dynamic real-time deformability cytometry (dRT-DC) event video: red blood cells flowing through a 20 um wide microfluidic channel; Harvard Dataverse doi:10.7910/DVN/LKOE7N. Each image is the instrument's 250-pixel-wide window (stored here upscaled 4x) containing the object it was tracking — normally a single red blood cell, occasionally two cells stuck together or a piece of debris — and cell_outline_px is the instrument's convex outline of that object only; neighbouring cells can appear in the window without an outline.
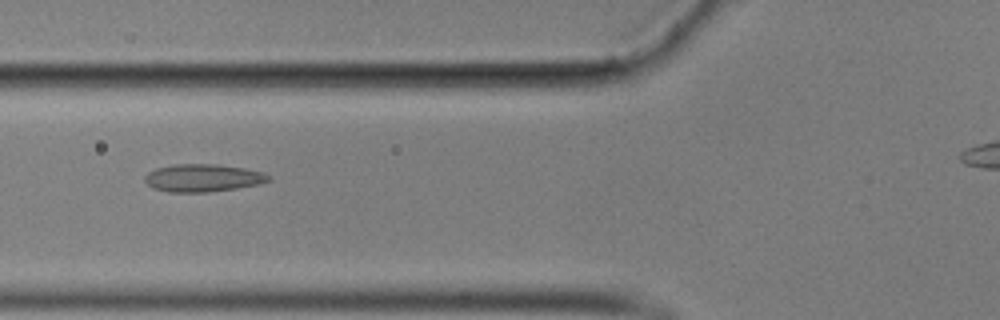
{"species": "common noctule bat (a hibernating species)", "species_latin": "Nyctalus noctula", "temperature_condition": "cold", "stored_images_in_passage": 52, "camera_frame_rate_fps": 3000, "um_per_image_px": 0.085, "animal": {"sex": "male", "body_mass_g": 17.9}, "frame": {"image": 1, "passage_image": 22, "time_ms": 7.0, "image_size_px": [1000, 320], "cell_outline_px": [[272, 180], [260, 184], [236, 188], [208, 192], [168, 192], [152, 188], [144, 180], [144, 176], [148, 172], [156, 168], [172, 164], [216, 164], [244, 168], [264, 172], [272, 176]], "centroid_in_image_um": [17.26, 15.12], "position_along_channel_um": 108.5, "area_um2": 20.17}}
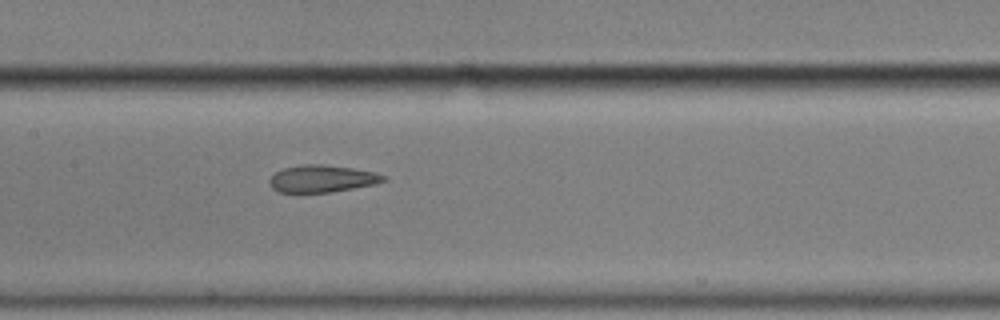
{"frame": {"image": 2, "passage_image": 28, "time_ms": 9.0, "image_size_px": [1000, 320], "cell_outline_px": [[388, 180], [376, 184], [332, 192], [280, 192], [272, 188], [268, 180], [276, 172], [284, 168], [304, 164], [320, 164], [352, 168], [376, 172], [388, 176]], "centroid_in_image_um": [27.43, 15.19], "position_along_channel_um": 180.0, "area_um2": 18.09}}
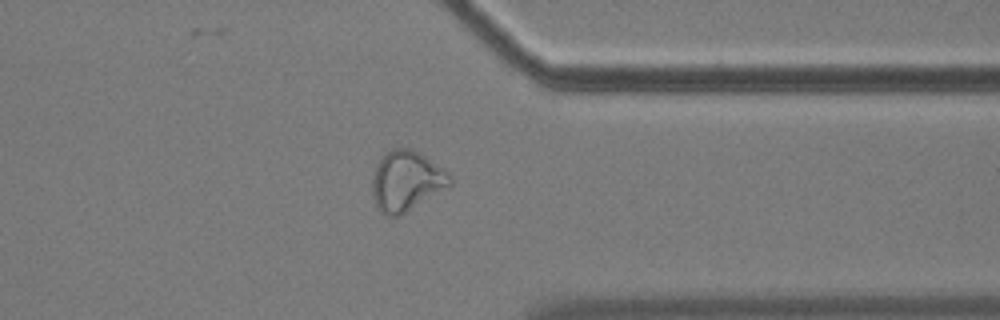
{"frame": {"image": 3, "passage_image": 45, "time_ms": 14.667, "image_size_px": [1000, 320], "cell_outline_px": [[452, 184], [400, 216], [384, 216], [376, 208], [372, 196], [372, 176], [376, 164], [380, 156], [384, 152], [392, 148], [412, 148], [448, 172], [452, 176]], "centroid_in_image_um": [34.49, 15.38], "position_along_channel_um": 376.9, "area_um2": 27.51}}